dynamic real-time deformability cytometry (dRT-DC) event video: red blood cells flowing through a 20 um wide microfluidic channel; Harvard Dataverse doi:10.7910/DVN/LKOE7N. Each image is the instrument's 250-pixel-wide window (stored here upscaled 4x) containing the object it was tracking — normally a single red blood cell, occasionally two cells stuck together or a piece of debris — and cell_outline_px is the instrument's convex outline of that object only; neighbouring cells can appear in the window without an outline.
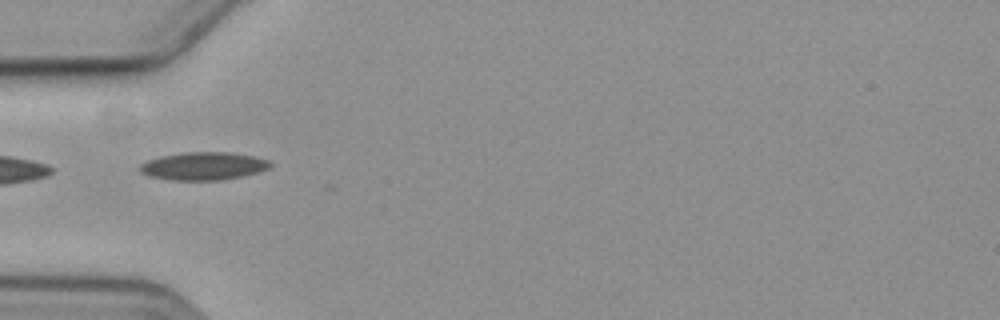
{"species": "common noctule bat (a hibernating species)", "species_latin": "Nyctalus noctula", "temperature_condition": "cold", "stored_images_in_passage": 2, "camera_frame_rate_fps": 3000, "um_per_image_px": 0.085, "animal": {"sex": "female", "body_mass_g": 19.3, "forearm_length_mm": 54.1}, "frame": {"image": 1, "passage_image": 1, "time_ms": 0.0, "image_size_px": [1000, 320], "cell_outline_px": [[272, 164], [268, 168], [244, 176], [220, 180], [172, 180], [148, 176], [140, 172], [140, 164], [148, 160], [160, 156], [184, 152], [232, 152], [256, 156], [272, 160]], "centroid_in_image_um": [17.32, 14.1], "position_along_channel_um": 67.7, "area_um2": 21.39}}
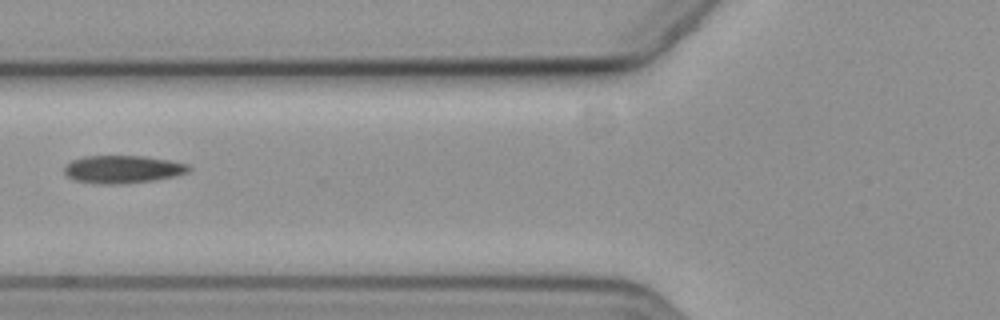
{"frame": {"image": 2, "passage_image": 2, "time_ms": 1.333, "image_size_px": [1000, 320], "cell_outline_px": [[192, 172], [156, 180], [120, 184], [104, 184], [76, 180], [68, 176], [64, 172], [64, 168], [72, 160], [84, 156], [144, 156], [168, 160], [188, 164], [192, 168]], "centroid_in_image_um": [10.49, 14.39], "position_along_channel_um": 115.3, "area_um2": 20.11}}